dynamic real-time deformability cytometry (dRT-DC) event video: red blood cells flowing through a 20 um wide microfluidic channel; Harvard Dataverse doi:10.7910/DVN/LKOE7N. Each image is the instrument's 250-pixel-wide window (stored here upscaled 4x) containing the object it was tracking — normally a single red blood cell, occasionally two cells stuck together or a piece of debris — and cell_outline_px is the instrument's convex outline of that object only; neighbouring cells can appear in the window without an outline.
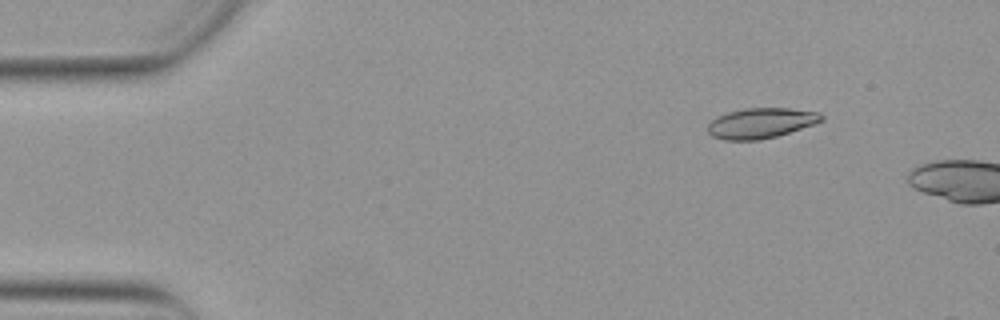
{"species": "Egyptian fruit bat (a non-hibernating species)", "species_latin": "Rousettus aegyptiacus", "temperature_condition": "warm", "stored_images_in_passage": 12, "camera_frame_rate_fps": 3000, "um_per_image_px": 0.085, "animal": {"sex": "female"}, "frame": {"image": 1, "passage_image": 7, "time_ms": 2.0, "image_size_px": [1000, 320], "cell_outline_px": [[824, 120], [816, 124], [776, 136], [760, 140], [724, 140], [712, 136], [708, 132], [708, 124], [716, 116], [728, 112], [744, 108], [788, 108], [820, 112], [824, 116]], "centroid_in_image_um": [64.7, 10.46], "position_along_channel_um": 20.3, "area_um2": 20.23}}